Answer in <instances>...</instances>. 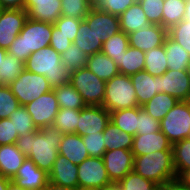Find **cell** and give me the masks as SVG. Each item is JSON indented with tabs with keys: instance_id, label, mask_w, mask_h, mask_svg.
Masks as SVG:
<instances>
[{
	"instance_id": "45",
	"label": "cell",
	"mask_w": 190,
	"mask_h": 190,
	"mask_svg": "<svg viewBox=\"0 0 190 190\" xmlns=\"http://www.w3.org/2000/svg\"><path fill=\"white\" fill-rule=\"evenodd\" d=\"M168 36L190 54V20L183 19L168 30Z\"/></svg>"
},
{
	"instance_id": "3",
	"label": "cell",
	"mask_w": 190,
	"mask_h": 190,
	"mask_svg": "<svg viewBox=\"0 0 190 190\" xmlns=\"http://www.w3.org/2000/svg\"><path fill=\"white\" fill-rule=\"evenodd\" d=\"M133 171L159 187L178 180L173 164V151H154L134 156Z\"/></svg>"
},
{
	"instance_id": "60",
	"label": "cell",
	"mask_w": 190,
	"mask_h": 190,
	"mask_svg": "<svg viewBox=\"0 0 190 190\" xmlns=\"http://www.w3.org/2000/svg\"><path fill=\"white\" fill-rule=\"evenodd\" d=\"M8 190H24L21 187L17 186L15 183H13L12 181L10 182L9 186H8Z\"/></svg>"
},
{
	"instance_id": "15",
	"label": "cell",
	"mask_w": 190,
	"mask_h": 190,
	"mask_svg": "<svg viewBox=\"0 0 190 190\" xmlns=\"http://www.w3.org/2000/svg\"><path fill=\"white\" fill-rule=\"evenodd\" d=\"M168 36V30L161 25L150 24L128 34L129 46L143 52L162 46Z\"/></svg>"
},
{
	"instance_id": "18",
	"label": "cell",
	"mask_w": 190,
	"mask_h": 190,
	"mask_svg": "<svg viewBox=\"0 0 190 190\" xmlns=\"http://www.w3.org/2000/svg\"><path fill=\"white\" fill-rule=\"evenodd\" d=\"M24 10L30 19L54 24L61 16V0H25Z\"/></svg>"
},
{
	"instance_id": "2",
	"label": "cell",
	"mask_w": 190,
	"mask_h": 190,
	"mask_svg": "<svg viewBox=\"0 0 190 190\" xmlns=\"http://www.w3.org/2000/svg\"><path fill=\"white\" fill-rule=\"evenodd\" d=\"M53 23L27 18L23 29L9 46L7 53L26 62L34 52L50 45Z\"/></svg>"
},
{
	"instance_id": "20",
	"label": "cell",
	"mask_w": 190,
	"mask_h": 190,
	"mask_svg": "<svg viewBox=\"0 0 190 190\" xmlns=\"http://www.w3.org/2000/svg\"><path fill=\"white\" fill-rule=\"evenodd\" d=\"M78 167L65 156L58 154L49 173V182L72 189H78Z\"/></svg>"
},
{
	"instance_id": "8",
	"label": "cell",
	"mask_w": 190,
	"mask_h": 190,
	"mask_svg": "<svg viewBox=\"0 0 190 190\" xmlns=\"http://www.w3.org/2000/svg\"><path fill=\"white\" fill-rule=\"evenodd\" d=\"M21 106L32 102L53 88L44 75L34 74L24 69L9 85Z\"/></svg>"
},
{
	"instance_id": "7",
	"label": "cell",
	"mask_w": 190,
	"mask_h": 190,
	"mask_svg": "<svg viewBox=\"0 0 190 190\" xmlns=\"http://www.w3.org/2000/svg\"><path fill=\"white\" fill-rule=\"evenodd\" d=\"M69 83L81 94L86 106H102L106 82L87 67L70 72Z\"/></svg>"
},
{
	"instance_id": "30",
	"label": "cell",
	"mask_w": 190,
	"mask_h": 190,
	"mask_svg": "<svg viewBox=\"0 0 190 190\" xmlns=\"http://www.w3.org/2000/svg\"><path fill=\"white\" fill-rule=\"evenodd\" d=\"M177 102L175 97L161 92L154 95L142 108L154 119L161 121Z\"/></svg>"
},
{
	"instance_id": "14",
	"label": "cell",
	"mask_w": 190,
	"mask_h": 190,
	"mask_svg": "<svg viewBox=\"0 0 190 190\" xmlns=\"http://www.w3.org/2000/svg\"><path fill=\"white\" fill-rule=\"evenodd\" d=\"M110 122V112L103 106H86L79 112L77 134L84 136L103 132Z\"/></svg>"
},
{
	"instance_id": "50",
	"label": "cell",
	"mask_w": 190,
	"mask_h": 190,
	"mask_svg": "<svg viewBox=\"0 0 190 190\" xmlns=\"http://www.w3.org/2000/svg\"><path fill=\"white\" fill-rule=\"evenodd\" d=\"M18 137L12 121L9 118L0 119V145L14 144Z\"/></svg>"
},
{
	"instance_id": "61",
	"label": "cell",
	"mask_w": 190,
	"mask_h": 190,
	"mask_svg": "<svg viewBox=\"0 0 190 190\" xmlns=\"http://www.w3.org/2000/svg\"><path fill=\"white\" fill-rule=\"evenodd\" d=\"M187 74H188V76H189V78H190V63H189L188 66H187Z\"/></svg>"
},
{
	"instance_id": "11",
	"label": "cell",
	"mask_w": 190,
	"mask_h": 190,
	"mask_svg": "<svg viewBox=\"0 0 190 190\" xmlns=\"http://www.w3.org/2000/svg\"><path fill=\"white\" fill-rule=\"evenodd\" d=\"M24 9H2L0 13V48L8 50L27 20Z\"/></svg>"
},
{
	"instance_id": "13",
	"label": "cell",
	"mask_w": 190,
	"mask_h": 190,
	"mask_svg": "<svg viewBox=\"0 0 190 190\" xmlns=\"http://www.w3.org/2000/svg\"><path fill=\"white\" fill-rule=\"evenodd\" d=\"M160 93L164 92L178 101H190V78L187 70L168 69L159 76Z\"/></svg>"
},
{
	"instance_id": "4",
	"label": "cell",
	"mask_w": 190,
	"mask_h": 190,
	"mask_svg": "<svg viewBox=\"0 0 190 190\" xmlns=\"http://www.w3.org/2000/svg\"><path fill=\"white\" fill-rule=\"evenodd\" d=\"M25 69L44 75L52 88L70 81V72L61 64V54L50 45L32 53L25 62Z\"/></svg>"
},
{
	"instance_id": "16",
	"label": "cell",
	"mask_w": 190,
	"mask_h": 190,
	"mask_svg": "<svg viewBox=\"0 0 190 190\" xmlns=\"http://www.w3.org/2000/svg\"><path fill=\"white\" fill-rule=\"evenodd\" d=\"M11 181L24 190H38L46 187L49 182V174L26 157Z\"/></svg>"
},
{
	"instance_id": "37",
	"label": "cell",
	"mask_w": 190,
	"mask_h": 190,
	"mask_svg": "<svg viewBox=\"0 0 190 190\" xmlns=\"http://www.w3.org/2000/svg\"><path fill=\"white\" fill-rule=\"evenodd\" d=\"M25 69V62L7 53L0 66V85L9 86Z\"/></svg>"
},
{
	"instance_id": "38",
	"label": "cell",
	"mask_w": 190,
	"mask_h": 190,
	"mask_svg": "<svg viewBox=\"0 0 190 190\" xmlns=\"http://www.w3.org/2000/svg\"><path fill=\"white\" fill-rule=\"evenodd\" d=\"M80 110L60 108L55 117L53 126L62 134H77V124Z\"/></svg>"
},
{
	"instance_id": "9",
	"label": "cell",
	"mask_w": 190,
	"mask_h": 190,
	"mask_svg": "<svg viewBox=\"0 0 190 190\" xmlns=\"http://www.w3.org/2000/svg\"><path fill=\"white\" fill-rule=\"evenodd\" d=\"M77 167L79 190H95L112 184L103 157H88Z\"/></svg>"
},
{
	"instance_id": "31",
	"label": "cell",
	"mask_w": 190,
	"mask_h": 190,
	"mask_svg": "<svg viewBox=\"0 0 190 190\" xmlns=\"http://www.w3.org/2000/svg\"><path fill=\"white\" fill-rule=\"evenodd\" d=\"M59 108L81 110L86 104L81 94L70 84H63L53 88Z\"/></svg>"
},
{
	"instance_id": "55",
	"label": "cell",
	"mask_w": 190,
	"mask_h": 190,
	"mask_svg": "<svg viewBox=\"0 0 190 190\" xmlns=\"http://www.w3.org/2000/svg\"><path fill=\"white\" fill-rule=\"evenodd\" d=\"M46 190H78V189H72L52 182H48V184L46 185Z\"/></svg>"
},
{
	"instance_id": "46",
	"label": "cell",
	"mask_w": 190,
	"mask_h": 190,
	"mask_svg": "<svg viewBox=\"0 0 190 190\" xmlns=\"http://www.w3.org/2000/svg\"><path fill=\"white\" fill-rule=\"evenodd\" d=\"M90 157H103L106 152L103 132L81 136Z\"/></svg>"
},
{
	"instance_id": "26",
	"label": "cell",
	"mask_w": 190,
	"mask_h": 190,
	"mask_svg": "<svg viewBox=\"0 0 190 190\" xmlns=\"http://www.w3.org/2000/svg\"><path fill=\"white\" fill-rule=\"evenodd\" d=\"M73 43L83 50L88 56L100 53L103 47V42L100 40V37L89 28L88 24L84 20L80 23Z\"/></svg>"
},
{
	"instance_id": "12",
	"label": "cell",
	"mask_w": 190,
	"mask_h": 190,
	"mask_svg": "<svg viewBox=\"0 0 190 190\" xmlns=\"http://www.w3.org/2000/svg\"><path fill=\"white\" fill-rule=\"evenodd\" d=\"M103 160L112 183H118L133 170L134 156L131 150H108L104 153Z\"/></svg>"
},
{
	"instance_id": "43",
	"label": "cell",
	"mask_w": 190,
	"mask_h": 190,
	"mask_svg": "<svg viewBox=\"0 0 190 190\" xmlns=\"http://www.w3.org/2000/svg\"><path fill=\"white\" fill-rule=\"evenodd\" d=\"M20 103L7 85H0V119L9 118Z\"/></svg>"
},
{
	"instance_id": "48",
	"label": "cell",
	"mask_w": 190,
	"mask_h": 190,
	"mask_svg": "<svg viewBox=\"0 0 190 190\" xmlns=\"http://www.w3.org/2000/svg\"><path fill=\"white\" fill-rule=\"evenodd\" d=\"M160 131V121L149 115L144 108L138 106V123L136 134L155 133Z\"/></svg>"
},
{
	"instance_id": "29",
	"label": "cell",
	"mask_w": 190,
	"mask_h": 190,
	"mask_svg": "<svg viewBox=\"0 0 190 190\" xmlns=\"http://www.w3.org/2000/svg\"><path fill=\"white\" fill-rule=\"evenodd\" d=\"M145 52L140 49L128 47L118 61L119 74L131 76L144 70Z\"/></svg>"
},
{
	"instance_id": "47",
	"label": "cell",
	"mask_w": 190,
	"mask_h": 190,
	"mask_svg": "<svg viewBox=\"0 0 190 190\" xmlns=\"http://www.w3.org/2000/svg\"><path fill=\"white\" fill-rule=\"evenodd\" d=\"M138 2L149 22L162 26V8L164 0H138Z\"/></svg>"
},
{
	"instance_id": "19",
	"label": "cell",
	"mask_w": 190,
	"mask_h": 190,
	"mask_svg": "<svg viewBox=\"0 0 190 190\" xmlns=\"http://www.w3.org/2000/svg\"><path fill=\"white\" fill-rule=\"evenodd\" d=\"M172 143L167 136L161 132L136 134L133 138V156L145 155L154 151H173Z\"/></svg>"
},
{
	"instance_id": "52",
	"label": "cell",
	"mask_w": 190,
	"mask_h": 190,
	"mask_svg": "<svg viewBox=\"0 0 190 190\" xmlns=\"http://www.w3.org/2000/svg\"><path fill=\"white\" fill-rule=\"evenodd\" d=\"M25 0H0L2 9H24Z\"/></svg>"
},
{
	"instance_id": "56",
	"label": "cell",
	"mask_w": 190,
	"mask_h": 190,
	"mask_svg": "<svg viewBox=\"0 0 190 190\" xmlns=\"http://www.w3.org/2000/svg\"><path fill=\"white\" fill-rule=\"evenodd\" d=\"M10 182V178L4 177L0 174V190H8Z\"/></svg>"
},
{
	"instance_id": "36",
	"label": "cell",
	"mask_w": 190,
	"mask_h": 190,
	"mask_svg": "<svg viewBox=\"0 0 190 190\" xmlns=\"http://www.w3.org/2000/svg\"><path fill=\"white\" fill-rule=\"evenodd\" d=\"M173 164L177 179L190 169V138L183 139L173 144Z\"/></svg>"
},
{
	"instance_id": "57",
	"label": "cell",
	"mask_w": 190,
	"mask_h": 190,
	"mask_svg": "<svg viewBox=\"0 0 190 190\" xmlns=\"http://www.w3.org/2000/svg\"><path fill=\"white\" fill-rule=\"evenodd\" d=\"M95 190H121V188L117 183H112L108 186L101 187V188L95 189Z\"/></svg>"
},
{
	"instance_id": "22",
	"label": "cell",
	"mask_w": 190,
	"mask_h": 190,
	"mask_svg": "<svg viewBox=\"0 0 190 190\" xmlns=\"http://www.w3.org/2000/svg\"><path fill=\"white\" fill-rule=\"evenodd\" d=\"M26 156L17 147L16 143L0 146V174L12 179L22 166Z\"/></svg>"
},
{
	"instance_id": "28",
	"label": "cell",
	"mask_w": 190,
	"mask_h": 190,
	"mask_svg": "<svg viewBox=\"0 0 190 190\" xmlns=\"http://www.w3.org/2000/svg\"><path fill=\"white\" fill-rule=\"evenodd\" d=\"M168 69L172 70H187L190 63V54L176 41L169 36L164 42Z\"/></svg>"
},
{
	"instance_id": "6",
	"label": "cell",
	"mask_w": 190,
	"mask_h": 190,
	"mask_svg": "<svg viewBox=\"0 0 190 190\" xmlns=\"http://www.w3.org/2000/svg\"><path fill=\"white\" fill-rule=\"evenodd\" d=\"M160 131L172 145L190 138V101H178L160 121Z\"/></svg>"
},
{
	"instance_id": "24",
	"label": "cell",
	"mask_w": 190,
	"mask_h": 190,
	"mask_svg": "<svg viewBox=\"0 0 190 190\" xmlns=\"http://www.w3.org/2000/svg\"><path fill=\"white\" fill-rule=\"evenodd\" d=\"M119 24L120 31H123L128 35L145 26H149L151 23L137 1L119 16Z\"/></svg>"
},
{
	"instance_id": "51",
	"label": "cell",
	"mask_w": 190,
	"mask_h": 190,
	"mask_svg": "<svg viewBox=\"0 0 190 190\" xmlns=\"http://www.w3.org/2000/svg\"><path fill=\"white\" fill-rule=\"evenodd\" d=\"M70 44H72V42L69 38L61 33V30L53 24L50 46L61 54L70 46Z\"/></svg>"
},
{
	"instance_id": "44",
	"label": "cell",
	"mask_w": 190,
	"mask_h": 190,
	"mask_svg": "<svg viewBox=\"0 0 190 190\" xmlns=\"http://www.w3.org/2000/svg\"><path fill=\"white\" fill-rule=\"evenodd\" d=\"M138 0H93V7L97 10L120 16Z\"/></svg>"
},
{
	"instance_id": "40",
	"label": "cell",
	"mask_w": 190,
	"mask_h": 190,
	"mask_svg": "<svg viewBox=\"0 0 190 190\" xmlns=\"http://www.w3.org/2000/svg\"><path fill=\"white\" fill-rule=\"evenodd\" d=\"M92 7V0H61V16L84 19Z\"/></svg>"
},
{
	"instance_id": "1",
	"label": "cell",
	"mask_w": 190,
	"mask_h": 190,
	"mask_svg": "<svg viewBox=\"0 0 190 190\" xmlns=\"http://www.w3.org/2000/svg\"><path fill=\"white\" fill-rule=\"evenodd\" d=\"M62 136L52 125L19 136L16 145L38 168L49 174L59 154Z\"/></svg>"
},
{
	"instance_id": "35",
	"label": "cell",
	"mask_w": 190,
	"mask_h": 190,
	"mask_svg": "<svg viewBox=\"0 0 190 190\" xmlns=\"http://www.w3.org/2000/svg\"><path fill=\"white\" fill-rule=\"evenodd\" d=\"M129 47L128 35L119 31L117 34L108 38L103 42L102 53L113 59L118 68V61H120L121 56Z\"/></svg>"
},
{
	"instance_id": "10",
	"label": "cell",
	"mask_w": 190,
	"mask_h": 190,
	"mask_svg": "<svg viewBox=\"0 0 190 190\" xmlns=\"http://www.w3.org/2000/svg\"><path fill=\"white\" fill-rule=\"evenodd\" d=\"M24 107L30 114L37 129L52 126L60 109L53 89L42 94Z\"/></svg>"
},
{
	"instance_id": "53",
	"label": "cell",
	"mask_w": 190,
	"mask_h": 190,
	"mask_svg": "<svg viewBox=\"0 0 190 190\" xmlns=\"http://www.w3.org/2000/svg\"><path fill=\"white\" fill-rule=\"evenodd\" d=\"M177 181L185 188L190 189V169L186 170Z\"/></svg>"
},
{
	"instance_id": "42",
	"label": "cell",
	"mask_w": 190,
	"mask_h": 190,
	"mask_svg": "<svg viewBox=\"0 0 190 190\" xmlns=\"http://www.w3.org/2000/svg\"><path fill=\"white\" fill-rule=\"evenodd\" d=\"M19 136H24L30 132L37 131L30 114L24 106H20L9 117Z\"/></svg>"
},
{
	"instance_id": "33",
	"label": "cell",
	"mask_w": 190,
	"mask_h": 190,
	"mask_svg": "<svg viewBox=\"0 0 190 190\" xmlns=\"http://www.w3.org/2000/svg\"><path fill=\"white\" fill-rule=\"evenodd\" d=\"M110 121L122 131L135 136L138 123V106L110 112Z\"/></svg>"
},
{
	"instance_id": "34",
	"label": "cell",
	"mask_w": 190,
	"mask_h": 190,
	"mask_svg": "<svg viewBox=\"0 0 190 190\" xmlns=\"http://www.w3.org/2000/svg\"><path fill=\"white\" fill-rule=\"evenodd\" d=\"M186 0H164L162 26L169 30L184 19Z\"/></svg>"
},
{
	"instance_id": "49",
	"label": "cell",
	"mask_w": 190,
	"mask_h": 190,
	"mask_svg": "<svg viewBox=\"0 0 190 190\" xmlns=\"http://www.w3.org/2000/svg\"><path fill=\"white\" fill-rule=\"evenodd\" d=\"M83 19H76L72 17L60 16L54 23V26L61 30L65 36L73 43L78 32L80 23Z\"/></svg>"
},
{
	"instance_id": "54",
	"label": "cell",
	"mask_w": 190,
	"mask_h": 190,
	"mask_svg": "<svg viewBox=\"0 0 190 190\" xmlns=\"http://www.w3.org/2000/svg\"><path fill=\"white\" fill-rule=\"evenodd\" d=\"M159 190H190V189L185 188L178 181H174L166 186L160 187Z\"/></svg>"
},
{
	"instance_id": "25",
	"label": "cell",
	"mask_w": 190,
	"mask_h": 190,
	"mask_svg": "<svg viewBox=\"0 0 190 190\" xmlns=\"http://www.w3.org/2000/svg\"><path fill=\"white\" fill-rule=\"evenodd\" d=\"M86 67L103 81L119 74L116 63L102 52L88 56Z\"/></svg>"
},
{
	"instance_id": "27",
	"label": "cell",
	"mask_w": 190,
	"mask_h": 190,
	"mask_svg": "<svg viewBox=\"0 0 190 190\" xmlns=\"http://www.w3.org/2000/svg\"><path fill=\"white\" fill-rule=\"evenodd\" d=\"M134 136L122 131L115 126L111 121L106 125L103 131V139L106 151L114 149L131 150Z\"/></svg>"
},
{
	"instance_id": "58",
	"label": "cell",
	"mask_w": 190,
	"mask_h": 190,
	"mask_svg": "<svg viewBox=\"0 0 190 190\" xmlns=\"http://www.w3.org/2000/svg\"><path fill=\"white\" fill-rule=\"evenodd\" d=\"M184 19L190 20V0H186Z\"/></svg>"
},
{
	"instance_id": "23",
	"label": "cell",
	"mask_w": 190,
	"mask_h": 190,
	"mask_svg": "<svg viewBox=\"0 0 190 190\" xmlns=\"http://www.w3.org/2000/svg\"><path fill=\"white\" fill-rule=\"evenodd\" d=\"M59 154L65 156L75 165H79L90 157L83 143L82 137L75 133L63 134Z\"/></svg>"
},
{
	"instance_id": "21",
	"label": "cell",
	"mask_w": 190,
	"mask_h": 190,
	"mask_svg": "<svg viewBox=\"0 0 190 190\" xmlns=\"http://www.w3.org/2000/svg\"><path fill=\"white\" fill-rule=\"evenodd\" d=\"M136 92L138 106L142 107L154 95L160 93L159 76H152L146 71H139L130 76Z\"/></svg>"
},
{
	"instance_id": "41",
	"label": "cell",
	"mask_w": 190,
	"mask_h": 190,
	"mask_svg": "<svg viewBox=\"0 0 190 190\" xmlns=\"http://www.w3.org/2000/svg\"><path fill=\"white\" fill-rule=\"evenodd\" d=\"M121 190H159L154 182L143 178L135 171H130L122 180L117 183Z\"/></svg>"
},
{
	"instance_id": "39",
	"label": "cell",
	"mask_w": 190,
	"mask_h": 190,
	"mask_svg": "<svg viewBox=\"0 0 190 190\" xmlns=\"http://www.w3.org/2000/svg\"><path fill=\"white\" fill-rule=\"evenodd\" d=\"M87 61L88 55L74 43L61 53V64L69 72L86 67Z\"/></svg>"
},
{
	"instance_id": "5",
	"label": "cell",
	"mask_w": 190,
	"mask_h": 190,
	"mask_svg": "<svg viewBox=\"0 0 190 190\" xmlns=\"http://www.w3.org/2000/svg\"><path fill=\"white\" fill-rule=\"evenodd\" d=\"M102 106L108 112L138 106L136 92L130 76L118 74L106 81Z\"/></svg>"
},
{
	"instance_id": "59",
	"label": "cell",
	"mask_w": 190,
	"mask_h": 190,
	"mask_svg": "<svg viewBox=\"0 0 190 190\" xmlns=\"http://www.w3.org/2000/svg\"><path fill=\"white\" fill-rule=\"evenodd\" d=\"M7 54V50L0 48V66L3 63V60Z\"/></svg>"
},
{
	"instance_id": "17",
	"label": "cell",
	"mask_w": 190,
	"mask_h": 190,
	"mask_svg": "<svg viewBox=\"0 0 190 190\" xmlns=\"http://www.w3.org/2000/svg\"><path fill=\"white\" fill-rule=\"evenodd\" d=\"M83 20L100 37L102 42L120 31L119 16L97 10L94 7Z\"/></svg>"
},
{
	"instance_id": "32",
	"label": "cell",
	"mask_w": 190,
	"mask_h": 190,
	"mask_svg": "<svg viewBox=\"0 0 190 190\" xmlns=\"http://www.w3.org/2000/svg\"><path fill=\"white\" fill-rule=\"evenodd\" d=\"M168 70L164 44L145 52L144 71L152 76H162Z\"/></svg>"
}]
</instances>
